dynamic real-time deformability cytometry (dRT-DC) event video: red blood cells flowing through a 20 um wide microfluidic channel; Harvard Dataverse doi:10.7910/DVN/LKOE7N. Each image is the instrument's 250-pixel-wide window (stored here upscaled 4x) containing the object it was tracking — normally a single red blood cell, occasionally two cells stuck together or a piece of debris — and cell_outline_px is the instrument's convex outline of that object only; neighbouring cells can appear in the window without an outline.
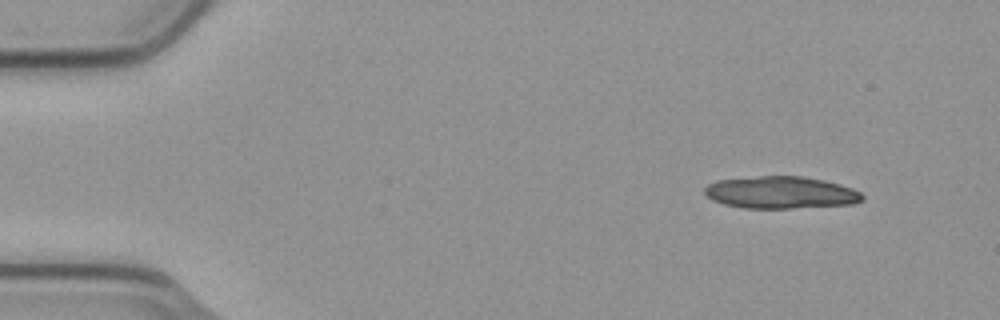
{"species": "common noctule bat (a hibernating species)", "species_latin": "Nyctalus noctula", "temperature_condition": "cold", "stored_images_in_passage": 3, "camera_frame_rate_fps": 3000, "um_per_image_px": 0.085, "animal": {"sex": "male", "body_mass_g": 23.1, "forearm_length_mm": 52.7}, "frame": {"image": 1, "passage_image": 1, "time_ms": 0.0, "image_size_px": [1000, 320], "cell_outline_px": [[864, 200], [852, 204], [792, 208], [744, 208], [724, 204], [712, 200], [704, 192], [704, 188], [708, 184], [716, 180], [760, 176], [804, 176], [824, 180], [852, 188], [860, 192], [864, 196]], "centroid_in_image_um": [66.37, 16.36], "position_along_channel_um": 18.6, "area_um2": 29.59}}